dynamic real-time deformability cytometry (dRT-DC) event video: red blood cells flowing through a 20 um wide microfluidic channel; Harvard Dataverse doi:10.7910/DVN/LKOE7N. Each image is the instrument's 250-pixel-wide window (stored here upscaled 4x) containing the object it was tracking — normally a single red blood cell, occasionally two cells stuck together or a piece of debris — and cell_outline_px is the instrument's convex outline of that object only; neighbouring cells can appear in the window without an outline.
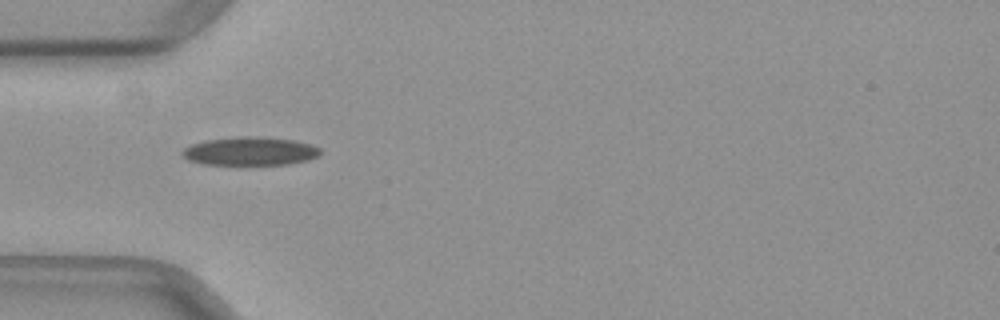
{"species": "common noctule bat (a hibernating species)", "species_latin": "Nyctalus noctula", "temperature_condition": "warm", "stored_images_in_passage": 35, "camera_frame_rate_fps": 3000, "um_per_image_px": 0.085, "animal": {"sex": "female", "body_mass_g": 29.2, "forearm_length_mm": 56.3}, "frame": {"image": 1, "passage_image": 1, "time_ms": 0.0, "image_size_px": [1000, 320], "cell_outline_px": [[320, 156], [308, 160], [288, 164], [244, 168], [200, 164], [188, 160], [180, 152], [184, 148], [192, 144], [204, 140], [240, 136], [260, 136], [296, 140], [312, 144], [320, 148]], "centroid_in_image_um": [21.25, 12.9], "position_along_channel_um": 63.8, "area_um2": 24.33}}